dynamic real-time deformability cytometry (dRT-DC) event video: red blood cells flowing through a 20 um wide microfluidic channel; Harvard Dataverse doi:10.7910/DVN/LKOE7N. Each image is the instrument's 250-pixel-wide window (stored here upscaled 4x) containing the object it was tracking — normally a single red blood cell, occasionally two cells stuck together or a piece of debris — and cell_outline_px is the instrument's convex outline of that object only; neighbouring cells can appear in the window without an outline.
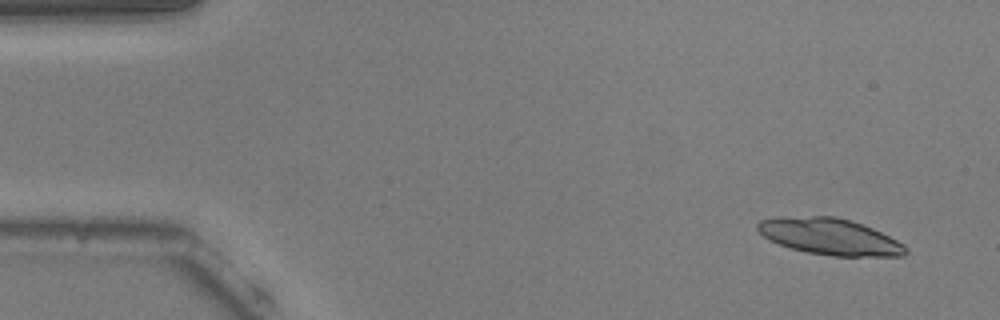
{"species": "common noctule bat (a hibernating species)", "species_latin": "Nyctalus noctula", "temperature_condition": "warm", "stored_images_in_passage": 54, "camera_frame_rate_fps": 3000, "um_per_image_px": 0.085, "animal": {"sex": "male", "body_mass_g": 20.5, "forearm_length_mm": 52.5}, "frame": {"image": 1, "passage_image": 4, "time_ms": 1.0, "image_size_px": [1000, 320], "cell_outline_px": [[908, 252], [904, 256], [832, 256], [808, 252], [792, 248], [780, 244], [764, 236], [756, 228], [756, 224], [760, 220], [812, 216], [836, 216], [852, 220], [872, 228], [904, 244], [908, 248]], "centroid_in_image_um": [70.6, 20.12], "position_along_channel_um": 14.4, "area_um2": 30.92}}